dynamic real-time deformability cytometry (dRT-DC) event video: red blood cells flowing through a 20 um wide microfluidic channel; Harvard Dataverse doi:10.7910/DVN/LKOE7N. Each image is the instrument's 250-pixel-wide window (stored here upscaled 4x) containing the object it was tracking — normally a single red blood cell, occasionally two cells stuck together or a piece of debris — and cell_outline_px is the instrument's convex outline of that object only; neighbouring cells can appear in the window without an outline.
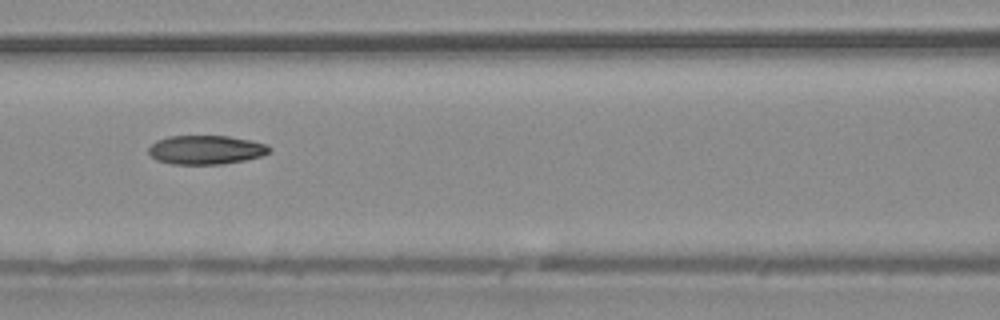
{"species": "common noctule bat (a hibernating species)", "species_latin": "Nyctalus noctula", "temperature_condition": "warm", "stored_images_in_passage": 3, "camera_frame_rate_fps": 3000, "um_per_image_px": 0.085, "animal": {"sex": "male", "body_mass_g": 20.4}, "frame": {"image": 1, "passage_image": 3, "time_ms": 0.667, "image_size_px": [1000, 320], "cell_outline_px": [[272, 148], [264, 156], [244, 160], [220, 164], [172, 164], [156, 160], [148, 152], [148, 148], [156, 140], [168, 136], [228, 136], [252, 140], [268, 144]], "centroid_in_image_um": [17.52, 12.73], "position_along_channel_um": 149.1, "area_um2": 20.52}}